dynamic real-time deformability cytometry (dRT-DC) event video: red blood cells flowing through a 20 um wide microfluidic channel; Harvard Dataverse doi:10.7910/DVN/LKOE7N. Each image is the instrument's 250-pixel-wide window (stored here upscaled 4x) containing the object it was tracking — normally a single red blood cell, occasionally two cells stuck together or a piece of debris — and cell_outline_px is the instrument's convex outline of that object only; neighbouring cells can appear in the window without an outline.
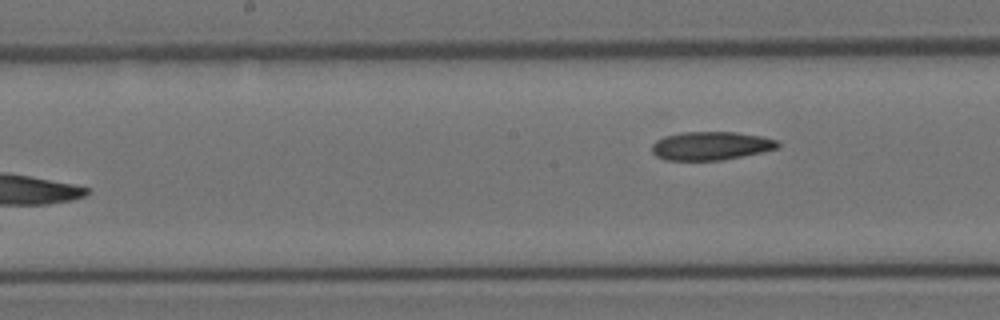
{"species": "Egyptian fruit bat (a non-hibernating species)", "species_latin": "Rousettus aegyptiacus", "temperature_condition": "room temperature", "stored_images_in_passage": 16, "camera_frame_rate_fps": 3000, "um_per_image_px": 0.085, "animal": {"sex": "female"}, "frame": {"image": 1, "passage_image": 16, "time_ms": 5.0, "image_size_px": [1000, 320], "cell_outline_px": [[780, 148], [720, 160], [664, 160], [656, 156], [652, 152], [652, 144], [656, 140], [664, 136], [680, 132], [736, 132], [764, 136], [776, 140], [780, 144]], "centroid_in_image_um": [60.41, 12.38], "position_along_channel_um": 187.8, "area_um2": 20.92}}